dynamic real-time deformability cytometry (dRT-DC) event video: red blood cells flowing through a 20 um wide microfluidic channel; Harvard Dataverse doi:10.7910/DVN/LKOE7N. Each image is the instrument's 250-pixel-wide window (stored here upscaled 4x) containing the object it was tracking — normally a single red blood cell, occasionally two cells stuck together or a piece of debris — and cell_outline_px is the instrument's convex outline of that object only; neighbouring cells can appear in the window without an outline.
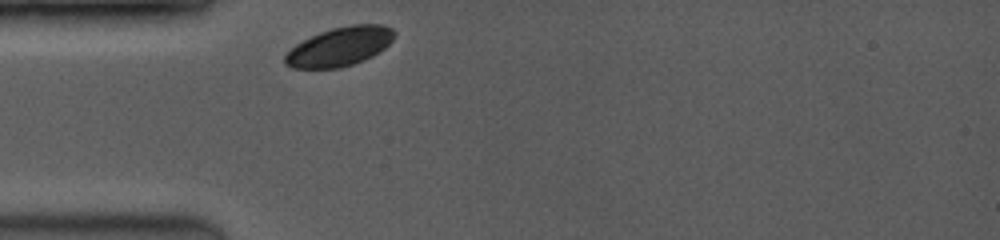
{"species": "common noctule bat (a hibernating species)", "species_latin": "Nyctalus noctula", "temperature_condition": "room temperature", "stored_images_in_passage": 35, "camera_frame_rate_fps": 3500, "um_per_image_px": 0.085, "animal": {"sex": "female", "body_mass_g": 19.0, "forearm_length_mm": 53.3}, "frame": {"image": 1, "passage_image": 1, "time_ms": 0.0, "image_size_px": [1000, 240], "cell_outline_px": [[396, 32], [392, 40], [384, 48], [372, 56], [364, 60], [340, 68], [292, 68], [284, 64], [284, 56], [296, 44], [320, 32], [332, 28], [352, 24], [384, 24], [392, 28]], "centroid_in_image_um": [28.89, 3.95], "position_along_channel_um": 56.1, "area_um2": 24.74}}
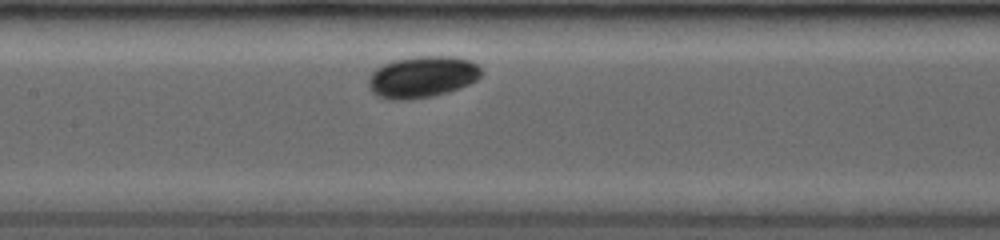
{"frame": {"image": 2, "passage_image": 18, "time_ms": 3.143, "image_size_px": [1000, 240], "cell_outline_px": [[484, 72], [476, 80], [460, 88], [448, 92], [432, 96], [400, 100], [396, 100], [376, 96], [372, 92], [368, 84], [368, 76], [376, 68], [392, 60], [416, 56], [452, 56], [468, 60], [476, 64]], "centroid_in_image_um": [35.87, 6.53], "position_along_channel_um": 171.5, "area_um2": 27.34}}
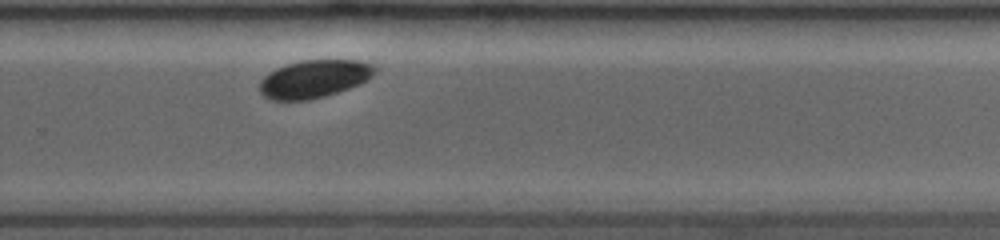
{"frame": {"image": 3, "passage_image": 35, "time_ms": 6.571, "image_size_px": [1000, 240], "cell_outline_px": [[376, 72], [368, 80], [348, 88], [324, 96], [308, 100], [268, 100], [260, 92], [260, 80], [268, 72], [276, 68], [300, 60], [356, 60], [372, 64], [376, 68]], "centroid_in_image_um": [26.68, 6.7], "position_along_channel_um": 303.1, "area_um2": 25.37}}